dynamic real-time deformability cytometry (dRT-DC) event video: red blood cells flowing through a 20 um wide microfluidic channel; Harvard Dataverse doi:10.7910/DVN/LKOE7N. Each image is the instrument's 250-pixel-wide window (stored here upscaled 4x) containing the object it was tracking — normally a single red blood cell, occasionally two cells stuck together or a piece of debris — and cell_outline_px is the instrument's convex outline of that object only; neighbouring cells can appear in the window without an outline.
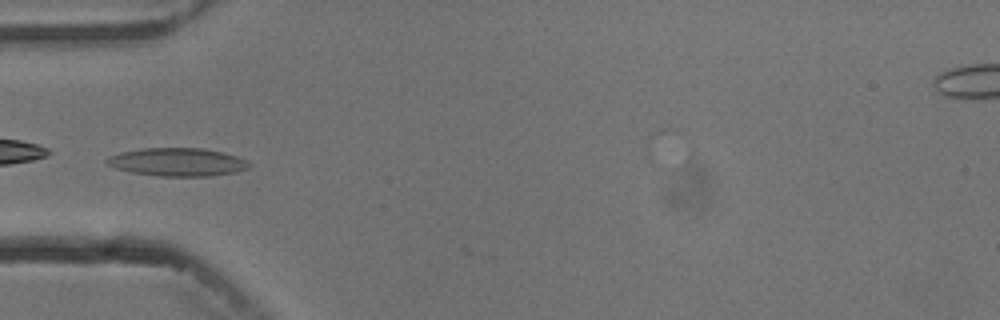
{"species": "common noctule bat (a hibernating species)", "species_latin": "Nyctalus noctula", "temperature_condition": "cold", "stored_images_in_passage": 6, "camera_frame_rate_fps": 3000, "um_per_image_px": 0.085, "animal": {"sex": "male", "body_mass_g": 13.3}, "frame": {"image": 1, "passage_image": 6, "time_ms": 5.667, "image_size_px": [1000, 320], "cell_outline_px": [[252, 164], [248, 168], [236, 172], [208, 176], [160, 176], [132, 172], [116, 168], [108, 164], [104, 160], [108, 156], [124, 152], [144, 148], [204, 148], [236, 156]], "centroid_in_image_um": [15.08, 13.77], "position_along_channel_um": 69.9, "area_um2": 23.06}}